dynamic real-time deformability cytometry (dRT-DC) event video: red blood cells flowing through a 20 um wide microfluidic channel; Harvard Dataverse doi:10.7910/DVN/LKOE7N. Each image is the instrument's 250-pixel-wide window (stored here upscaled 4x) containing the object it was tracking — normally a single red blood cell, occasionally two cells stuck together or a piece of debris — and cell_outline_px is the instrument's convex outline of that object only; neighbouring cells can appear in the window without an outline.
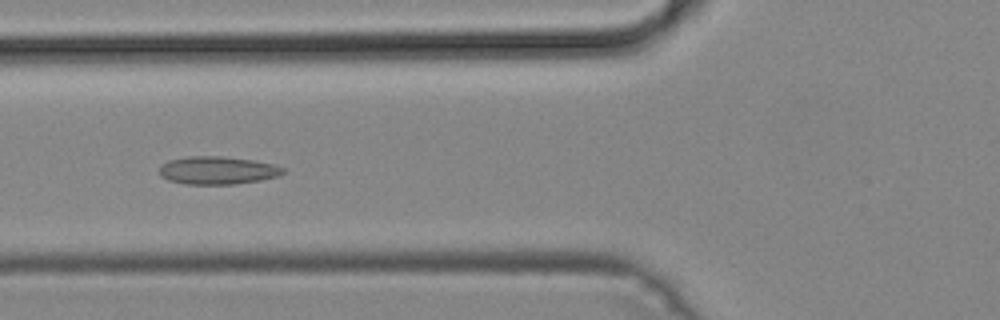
{"species": "common noctule bat (a hibernating species)", "species_latin": "Nyctalus noctula", "temperature_condition": "cold", "stored_images_in_passage": 49, "camera_frame_rate_fps": 3000, "um_per_image_px": 0.085, "animal": {"sex": "male", "body_mass_g": 19.2, "forearm_length_mm": 51.8}, "frame": {"image": 1, "passage_image": 18, "time_ms": 5.667, "image_size_px": [1000, 320], "cell_outline_px": [[284, 172], [280, 176], [260, 180], [236, 184], [184, 184], [168, 180], [160, 176], [160, 164], [168, 160], [188, 156], [224, 156], [256, 160], [272, 164], [284, 168]], "centroid_in_image_um": [18.48, 14.47], "position_along_channel_um": 107.3, "area_um2": 20.35}}
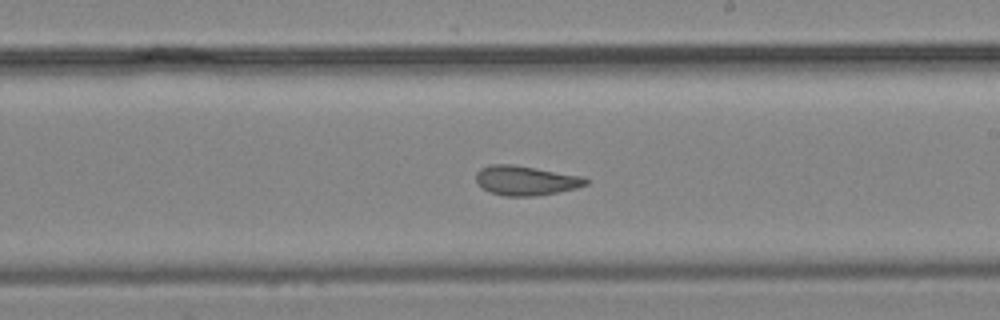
{"frame": {"image": 2, "passage_image": 28, "time_ms": 9.0, "image_size_px": [1000, 320], "cell_outline_px": [[588, 184], [576, 188], [536, 196], [504, 196], [488, 192], [476, 180], [476, 172], [480, 168], [492, 164], [512, 164], [584, 176], [588, 180]], "centroid_in_image_um": [44.69, 15.34], "position_along_channel_um": 244.3, "area_um2": 18.9}}
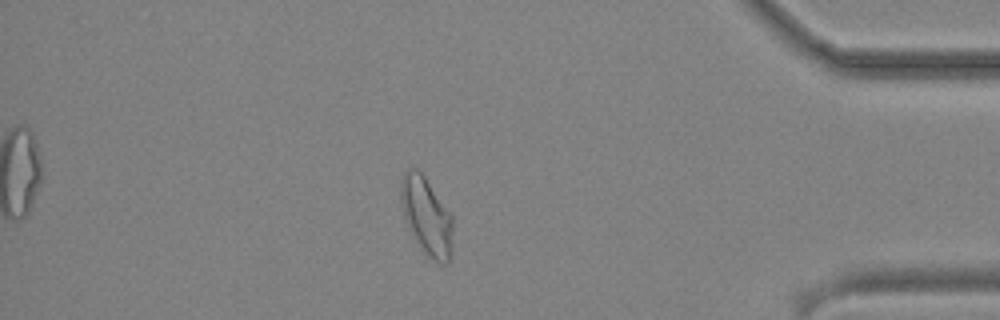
{"frame": {"image": 3, "passage_image": 42, "time_ms": 13.667, "image_size_px": [1000, 320], "cell_outline_px": [[452, 248], [448, 264], [440, 264], [424, 252], [412, 236], [408, 228], [400, 200], [400, 180], [404, 172], [408, 168], [416, 168], [424, 176], [452, 216]], "centroid_in_image_um": [36.24, 18.37], "position_along_channel_um": 399.0, "area_um2": 23.41}}